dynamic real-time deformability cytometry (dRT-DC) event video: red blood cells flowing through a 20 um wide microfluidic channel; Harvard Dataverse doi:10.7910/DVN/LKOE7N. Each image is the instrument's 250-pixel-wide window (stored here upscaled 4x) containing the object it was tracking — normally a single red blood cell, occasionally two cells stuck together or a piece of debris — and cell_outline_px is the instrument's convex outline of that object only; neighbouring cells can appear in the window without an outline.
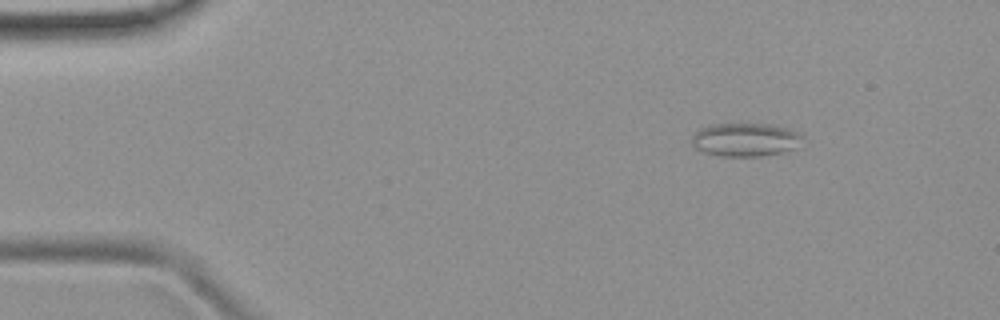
{"species": "common noctule bat (a hibernating species)", "species_latin": "Nyctalus noctula", "temperature_condition": "room temperature", "stored_images_in_passage": 52, "camera_frame_rate_fps": 3000, "um_per_image_px": 0.085, "animal": {"sex": "female", "body_mass_g": 19.9}, "frame": {"image": 1, "passage_image": 7, "time_ms": 2.0, "image_size_px": [1000, 320], "cell_outline_px": [[808, 140], [804, 148], [784, 152], [760, 156], [720, 156], [704, 152], [696, 148], [692, 144], [692, 136], [700, 128], [712, 124], [772, 124], [788, 128], [800, 132]], "centroid_in_image_um": [63.52, 11.88], "position_along_channel_um": 21.5, "area_um2": 22.31}}
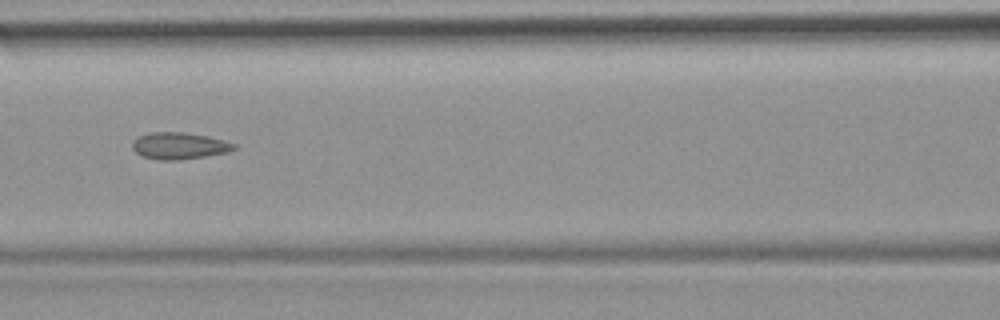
{"frame": {"image": 2, "passage_image": 23, "time_ms": 7.333, "image_size_px": [1000, 320], "cell_outline_px": [[236, 148], [228, 152], [180, 160], [160, 160], [140, 156], [132, 148], [132, 144], [140, 136], [148, 132], [184, 132], [208, 136], [224, 140], [236, 144]], "centroid_in_image_um": [15.24, 12.39], "position_along_channel_um": 151.4, "area_um2": 15.84}}
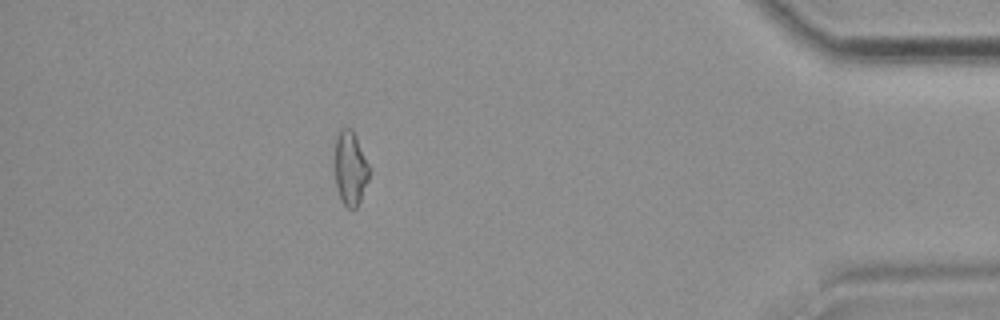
{"frame": {"image": 3, "passage_image": 46, "time_ms": 15.0, "image_size_px": [1000, 320], "cell_outline_px": [[372, 168], [368, 180], [360, 200], [356, 208], [352, 212], [340, 200], [336, 184], [336, 136], [340, 128], [352, 128]], "centroid_in_image_um": [29.82, 14.31], "position_along_channel_um": 405.4, "area_um2": 15.09}, "authors_computed_cell_mechanics": {"area_um2": 15.7505, "velocity_mm_per_s": 3.9216, "shape_relaxation_time_tau1_ms": null, "shape_relaxation_time_tau2_ms": 1.9482, "deformation_change_tau1": null, "deformation_change_tau2": 0.1171}}